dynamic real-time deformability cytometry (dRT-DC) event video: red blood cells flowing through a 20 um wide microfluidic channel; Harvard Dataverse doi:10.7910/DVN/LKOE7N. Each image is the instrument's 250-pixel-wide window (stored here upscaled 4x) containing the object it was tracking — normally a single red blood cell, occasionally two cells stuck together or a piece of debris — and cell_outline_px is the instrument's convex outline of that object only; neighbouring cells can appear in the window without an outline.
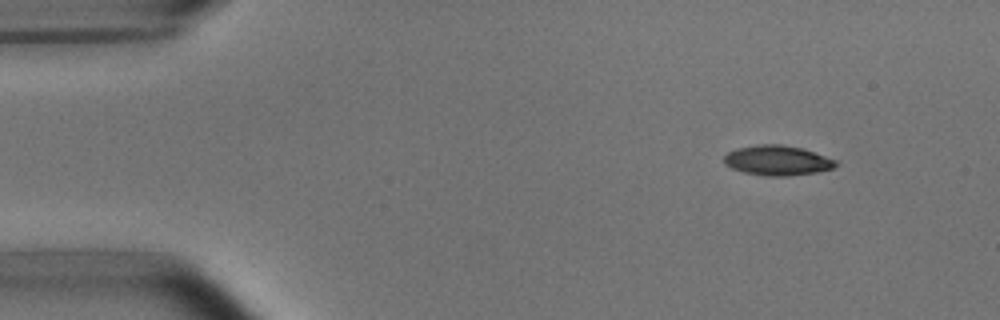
{"species": "common noctule bat (a hibernating species)", "species_latin": "Nyctalus noctula", "temperature_condition": "room temperature", "stored_images_in_passage": 8, "camera_frame_rate_fps": 3000, "um_per_image_px": 0.085, "animal": {"sex": "male", "body_mass_g": 15.6}, "frame": {"image": 1, "passage_image": 1, "time_ms": 0.0, "image_size_px": [1000, 320], "cell_outline_px": [[840, 164], [832, 168], [816, 172], [788, 176], [764, 176], [744, 172], [732, 168], [724, 164], [724, 156], [728, 152], [736, 148], [760, 144], [780, 144], [804, 148], [836, 160]], "centroid_in_image_um": [66.08, 13.63], "position_along_channel_um": 18.9, "area_um2": 19.59}}
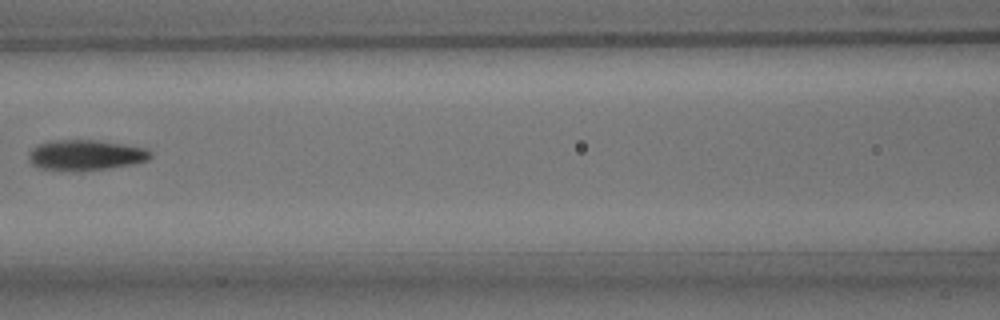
{"frame": {"image": 2, "passage_image": 6, "time_ms": 6.0, "image_size_px": [1000, 320], "cell_outline_px": [[152, 156], [148, 160], [132, 164], [108, 168], [72, 172], [36, 168], [28, 160], [28, 152], [36, 144], [48, 140], [96, 140], [124, 144], [144, 148], [152, 152]], "centroid_in_image_um": [7.2, 13.19], "position_along_channel_um": 159.4, "area_um2": 22.08}}
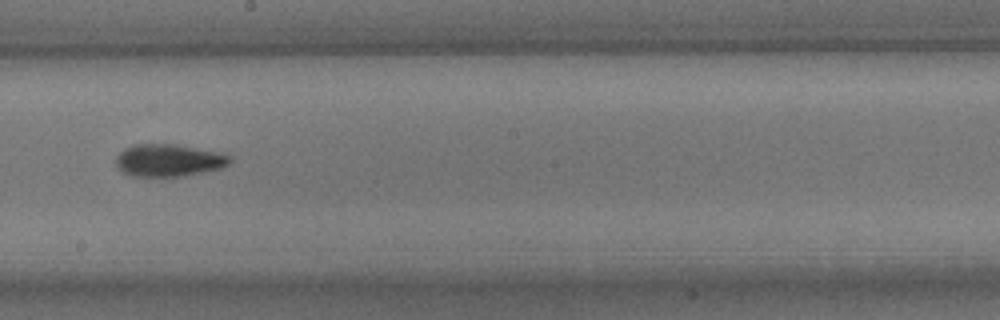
{"frame": {"image": 3, "passage_image": 8, "time_ms": 8.0, "image_size_px": [1000, 320], "cell_outline_px": [[232, 160], [224, 168], [184, 176], [132, 176], [124, 172], [116, 164], [116, 156], [124, 148], [132, 144], [172, 144], [220, 152], [232, 156]], "centroid_in_image_um": [14.37, 13.62], "position_along_channel_um": 233.8, "area_um2": 21.56}}